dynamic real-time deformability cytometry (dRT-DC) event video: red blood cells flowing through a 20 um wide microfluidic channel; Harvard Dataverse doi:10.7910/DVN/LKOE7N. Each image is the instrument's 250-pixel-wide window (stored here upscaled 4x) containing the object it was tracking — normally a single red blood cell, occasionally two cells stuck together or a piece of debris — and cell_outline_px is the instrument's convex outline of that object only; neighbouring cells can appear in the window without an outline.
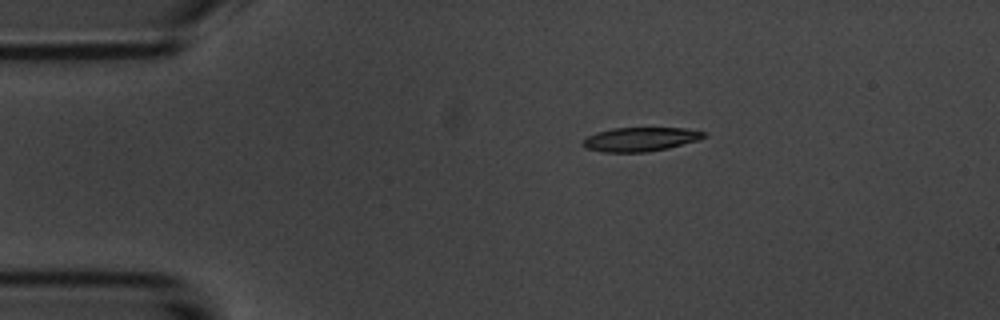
{"species": "common noctule bat (a hibernating species)", "species_latin": "Nyctalus noctula", "temperature_condition": "room temperature", "stored_images_in_passage": 6, "camera_frame_rate_fps": 3000, "um_per_image_px": 0.085, "animal": {"sex": "male", "body_mass_g": 20.1, "forearm_length_mm": 53.5}, "frame": {"image": 1, "passage_image": 2, "time_ms": 1.333, "image_size_px": [1000, 320], "cell_outline_px": [[708, 136], [700, 140], [668, 148], [648, 152], [604, 152], [584, 148], [580, 144], [584, 136], [596, 132], [612, 128], [684, 128], [708, 132]], "centroid_in_image_um": [54.42, 11.84], "position_along_channel_um": 30.6, "area_um2": 17.34}}
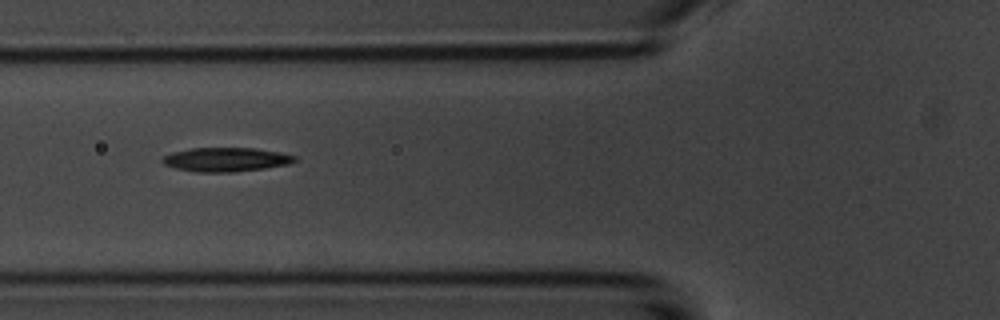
{"frame": {"image": 2, "passage_image": 5, "time_ms": 4.667, "image_size_px": [1000, 320], "cell_outline_px": [[296, 160], [288, 164], [264, 168], [232, 172], [196, 172], [176, 168], [164, 164], [160, 160], [164, 156], [172, 152], [192, 148], [256, 148], [280, 152], [296, 156]], "centroid_in_image_um": [19.19, 13.55], "position_along_channel_um": 106.6, "area_um2": 18.44}}
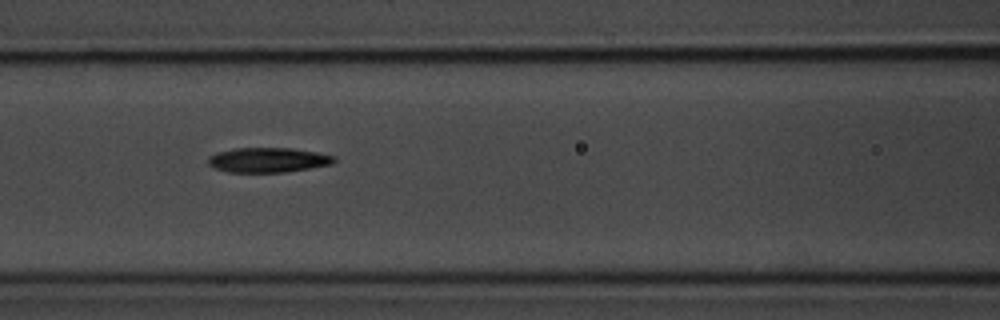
{"frame": {"image": 3, "passage_image": 6, "time_ms": 5.667, "image_size_px": [1000, 320], "cell_outline_px": [[336, 160], [332, 164], [284, 172], [228, 172], [216, 168], [208, 164], [208, 156], [216, 152], [236, 148], [292, 148], [316, 152], [336, 156]], "centroid_in_image_um": [22.77, 13.59], "position_along_channel_um": 143.8, "area_um2": 18.15}}